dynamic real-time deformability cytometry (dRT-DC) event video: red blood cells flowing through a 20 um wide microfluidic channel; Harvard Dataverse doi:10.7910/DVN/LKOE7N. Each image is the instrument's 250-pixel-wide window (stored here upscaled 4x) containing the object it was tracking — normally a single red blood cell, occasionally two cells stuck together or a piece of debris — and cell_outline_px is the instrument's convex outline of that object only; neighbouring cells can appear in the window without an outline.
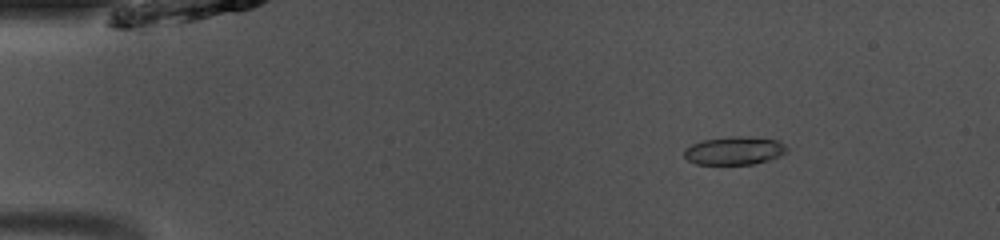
{"species": "common noctule bat (a hibernating species)", "species_latin": "Nyctalus noctula", "temperature_condition": "room temperature", "stored_images_in_passage": 48, "camera_frame_rate_fps": 3000, "um_per_image_px": 0.085, "animal": {"sex": "male", "body_mass_g": 13.0, "forearm_length_mm": 53.1}, "frame": {"image": 1, "passage_image": 6, "time_ms": 1.667, "image_size_px": [1000, 240], "cell_outline_px": [[788, 152], [780, 156], [768, 160], [752, 164], [696, 164], [688, 160], [684, 156], [684, 148], [692, 144], [704, 140], [732, 136], [748, 136], [780, 140], [788, 148]], "centroid_in_image_um": [62.46, 12.8], "position_along_channel_um": 22.5, "area_um2": 16.99}}
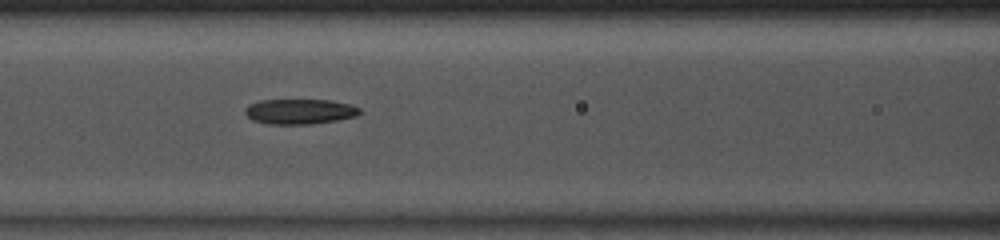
{"frame": {"image": 2, "passage_image": 20, "time_ms": 6.333, "image_size_px": [1000, 240], "cell_outline_px": [[360, 112], [356, 116], [340, 120], [312, 124], [268, 124], [252, 120], [244, 112], [244, 108], [248, 104], [260, 100], [332, 100], [352, 104], [360, 108]], "centroid_in_image_um": [25.48, 9.48], "position_along_channel_um": 141.1, "area_um2": 17.05}}
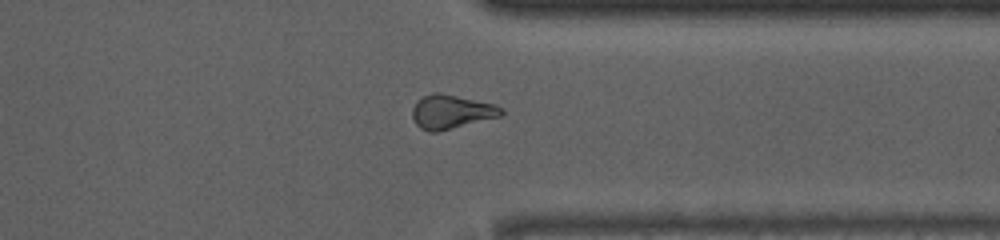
{"frame": {"image": 3, "passage_image": 37, "time_ms": 12.0, "image_size_px": [1000, 240], "cell_outline_px": [[504, 112], [500, 116], [440, 132], [428, 132], [420, 128], [416, 124], [412, 116], [412, 108], [416, 100], [432, 92], [440, 92], [496, 104], [504, 108]], "centroid_in_image_um": [38.35, 9.5], "position_along_channel_um": 373.0, "area_um2": 17.92}, "authors_computed_cell_mechanics": {"area_um2": 17.2533, "velocity_mm_per_s": 4.1208, "shape_relaxation_time_tau1_ms": 5.9607, "shape_relaxation_time_tau2_ms": 4.6354, "deformation_change_tau1": 0.1522, "deformation_change_tau2": 0.1195}}